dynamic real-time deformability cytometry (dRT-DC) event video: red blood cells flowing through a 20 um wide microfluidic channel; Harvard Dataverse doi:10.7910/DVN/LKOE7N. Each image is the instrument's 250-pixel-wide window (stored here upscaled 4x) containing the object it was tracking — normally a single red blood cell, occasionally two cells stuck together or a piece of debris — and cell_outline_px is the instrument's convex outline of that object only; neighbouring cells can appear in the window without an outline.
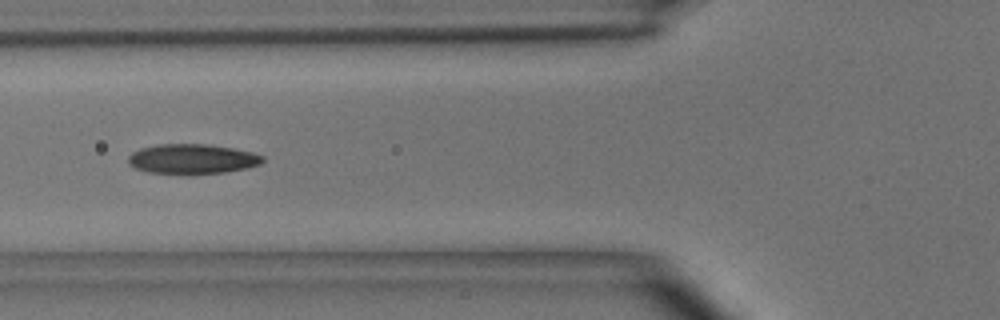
{"species": "common noctule bat (a hibernating species)", "species_latin": "Nyctalus noctula", "temperature_condition": "room temperature", "stored_images_in_passage": 4, "camera_frame_rate_fps": 3000, "um_per_image_px": 0.085, "animal": {"sex": "male", "body_mass_g": 15.6}, "frame": {"image": 1, "passage_image": 4, "time_ms": 4.333, "image_size_px": [1000, 320], "cell_outline_px": [[264, 160], [260, 164], [248, 168], [224, 172], [192, 176], [188, 176], [148, 172], [136, 168], [128, 164], [128, 156], [132, 152], [140, 148], [160, 144], [208, 144], [232, 148], [252, 152], [264, 156]], "centroid_in_image_um": [16.33, 13.54], "position_along_channel_um": 109.5, "area_um2": 23.99}}